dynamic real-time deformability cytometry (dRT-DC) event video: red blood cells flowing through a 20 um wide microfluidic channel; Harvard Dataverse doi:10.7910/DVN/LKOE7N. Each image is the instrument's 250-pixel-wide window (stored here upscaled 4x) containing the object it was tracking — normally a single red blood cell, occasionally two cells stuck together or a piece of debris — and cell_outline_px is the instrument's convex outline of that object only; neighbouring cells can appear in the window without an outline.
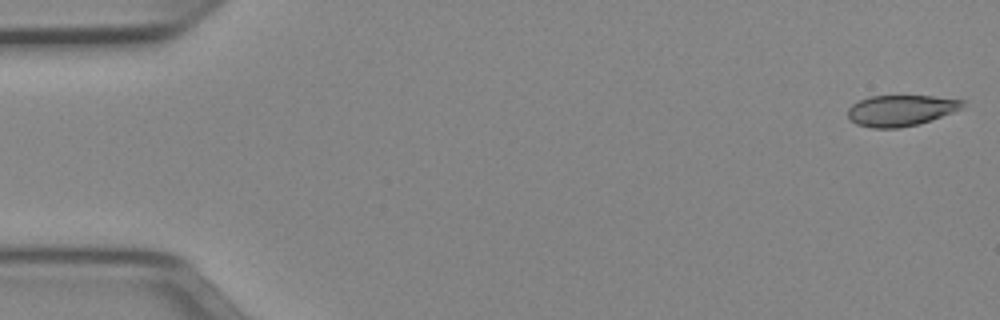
{"species": "Egyptian fruit bat (a non-hibernating species)", "species_latin": "Rousettus aegyptiacus", "temperature_condition": "cold", "stored_images_in_passage": 51, "camera_frame_rate_fps": 3000, "um_per_image_px": 0.085, "animal": {"sex": "female"}, "frame": {"image": 1, "passage_image": 1, "time_ms": 0.0, "image_size_px": [1000, 320], "cell_outline_px": [[968, 100], [960, 108], [952, 112], [920, 124], [900, 128], [872, 128], [856, 124], [848, 116], [848, 108], [852, 104], [868, 96], [932, 96]], "centroid_in_image_um": [76.57, 9.39], "position_along_channel_um": 8.4, "area_um2": 20.75}}
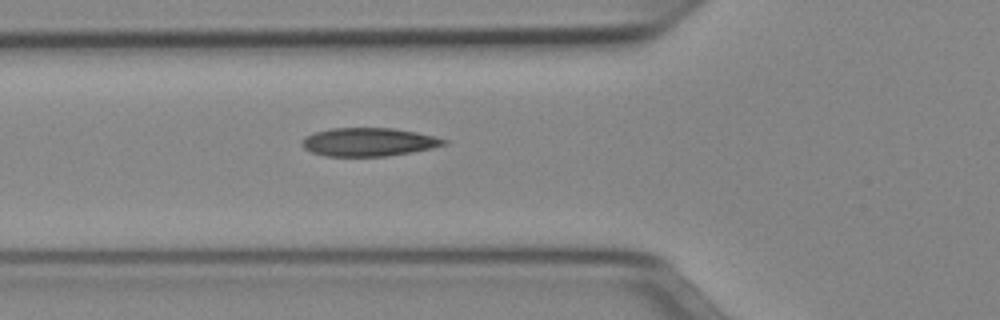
{"frame": {"image": 2, "passage_image": 18, "time_ms": 5.667, "image_size_px": [1000, 320], "cell_outline_px": [[448, 144], [432, 148], [412, 152], [384, 156], [324, 156], [312, 152], [304, 148], [300, 144], [300, 140], [304, 136], [316, 132], [332, 128], [396, 128], [416, 132], [448, 140]], "centroid_in_image_um": [31.31, 12.07], "position_along_channel_um": 94.5, "area_um2": 23.52}}
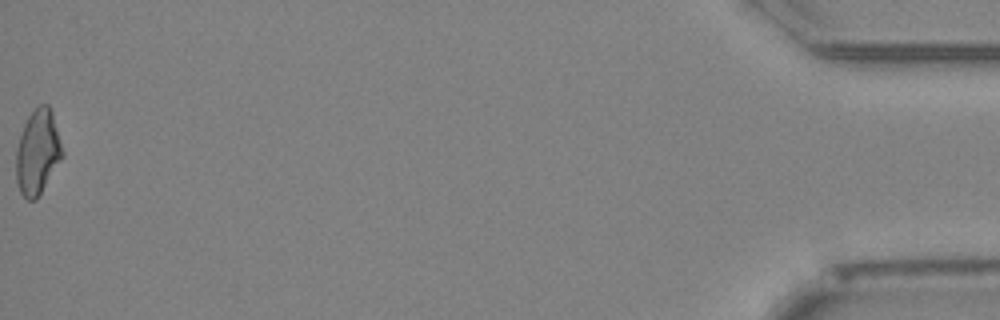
{"frame": {"image": 3, "passage_image": 51, "time_ms": 16.667, "image_size_px": [1000, 320], "cell_outline_px": [[64, 156], [36, 200], [28, 200], [20, 192], [16, 180], [16, 148], [24, 124], [28, 116], [40, 104], [48, 104], [52, 112], [64, 152]], "centroid_in_image_um": [3.21, 12.94], "position_along_channel_um": 432.0, "area_um2": 22.83}, "authors_computed_cell_mechanics": {"area_um2": 22.831, "velocity_mm_per_s": 3.9742, "shape_relaxation_time_tau1_ms": 6.7039, "shape_relaxation_time_tau2_ms": 2.1838, "deformation_change_tau1": 0.1777, "deformation_change_tau2": 0.0847}}